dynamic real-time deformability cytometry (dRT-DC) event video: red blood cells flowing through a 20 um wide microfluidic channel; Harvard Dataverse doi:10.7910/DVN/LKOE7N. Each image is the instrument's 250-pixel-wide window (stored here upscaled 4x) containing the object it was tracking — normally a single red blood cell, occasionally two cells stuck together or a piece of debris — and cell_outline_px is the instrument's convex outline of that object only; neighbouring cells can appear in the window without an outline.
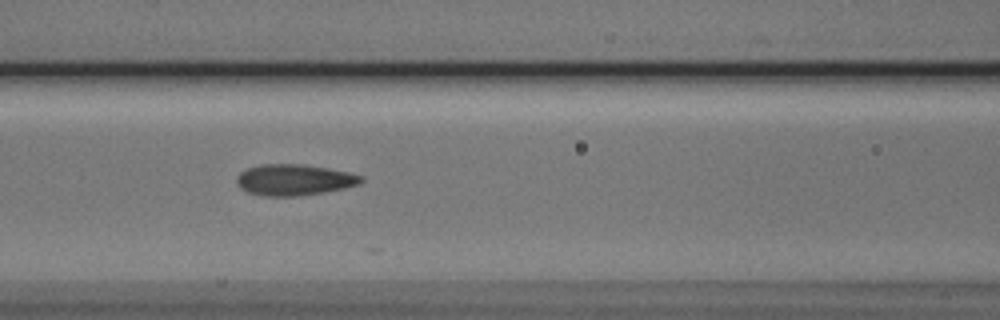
{"species": "Egyptian fruit bat (a non-hibernating species)", "species_latin": "Rousettus aegyptiacus", "temperature_condition": "cold", "stored_images_in_passage": 21, "camera_frame_rate_fps": 3000, "um_per_image_px": 0.085, "animal": {"sex": "male"}, "frame": {"image": 1, "passage_image": 12, "time_ms": 3.667, "image_size_px": [1000, 320], "cell_outline_px": [[364, 180], [356, 184], [344, 188], [324, 192], [296, 196], [264, 196], [248, 192], [240, 188], [236, 184], [236, 176], [240, 172], [248, 168], [260, 164], [304, 164], [328, 168], [348, 172], [360, 176]], "centroid_in_image_um": [24.94, 15.28], "position_along_channel_um": 141.7, "area_um2": 22.48}}
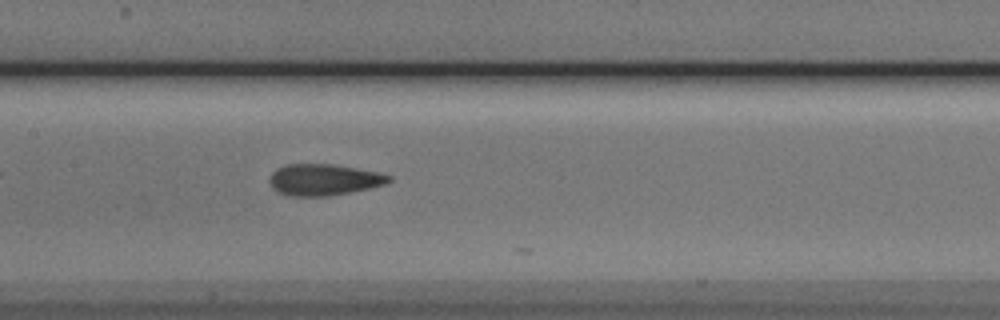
{"frame": {"image": 2, "passage_image": 15, "time_ms": 4.667, "image_size_px": [1000, 320], "cell_outline_px": [[392, 180], [384, 184], [372, 188], [328, 196], [288, 196], [276, 192], [272, 188], [268, 180], [272, 172], [276, 168], [284, 164], [332, 164], [376, 172], [392, 176]], "centroid_in_image_um": [27.47, 15.28], "position_along_channel_um": 179.9, "area_um2": 21.96}}